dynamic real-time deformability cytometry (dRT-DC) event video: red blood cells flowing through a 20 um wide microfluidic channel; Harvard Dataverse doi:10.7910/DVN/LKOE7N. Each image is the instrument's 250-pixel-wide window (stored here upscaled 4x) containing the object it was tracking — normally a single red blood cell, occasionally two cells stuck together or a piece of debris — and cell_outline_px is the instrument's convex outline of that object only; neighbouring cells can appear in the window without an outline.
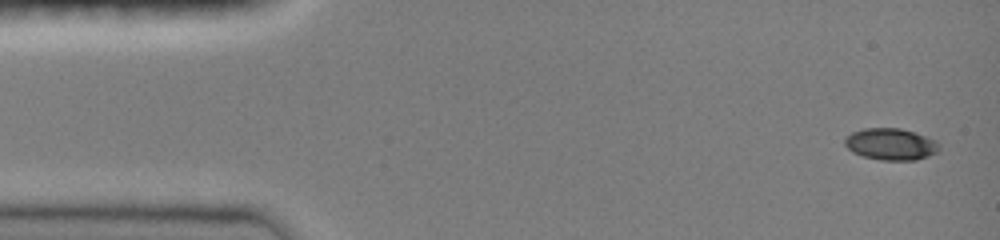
{"species": "common noctule bat (a hibernating species)", "species_latin": "Nyctalus noctula", "temperature_condition": "room temperature", "stored_images_in_passage": 19, "camera_frame_rate_fps": 3000, "um_per_image_px": 0.085, "animal": {"sex": "female", "body_mass_g": 19.0, "forearm_length_mm": 51.5}, "frame": {"image": 1, "passage_image": 1, "time_ms": 0.0, "image_size_px": [1000, 240], "cell_outline_px": [[940, 148], [936, 152], [928, 156], [916, 160], [880, 160], [864, 156], [852, 152], [844, 144], [844, 136], [852, 132], [864, 128], [900, 128], [936, 140], [940, 144]], "centroid_in_image_um": [75.69, 12.25], "position_along_channel_um": 9.3, "area_um2": 17.46}}
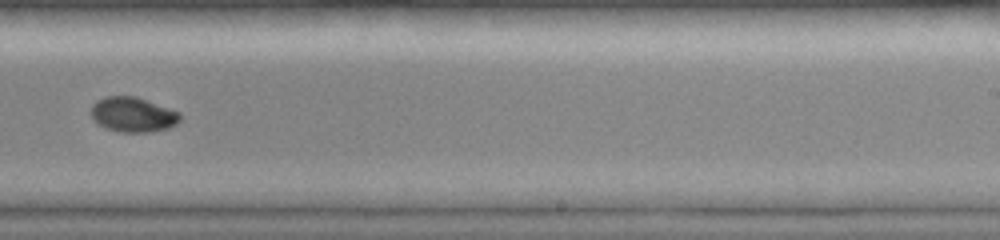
{"frame": {"image": 2, "passage_image": 10, "time_ms": 3.0, "image_size_px": [1000, 240], "cell_outline_px": [[180, 120], [176, 124], [168, 128], [144, 132], [120, 132], [104, 128], [92, 116], [92, 104], [96, 100], [104, 96], [136, 96], [180, 112]], "centroid_in_image_um": [11.3, 9.73], "position_along_channel_um": 277.7, "area_um2": 17.98}}
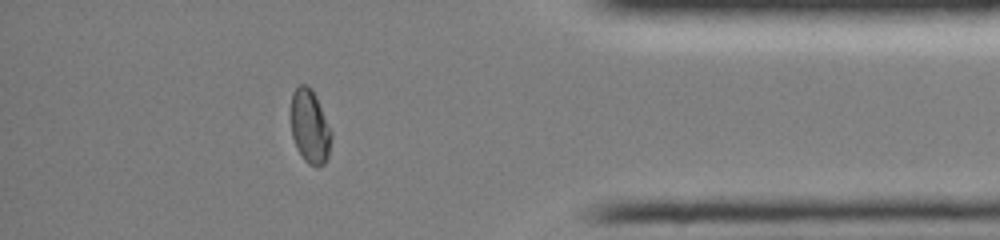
{"frame": {"image": 3, "passage_image": 16, "time_ms": 5.0, "image_size_px": [1000, 240], "cell_outline_px": [[332, 136], [328, 156], [324, 164], [316, 168], [308, 164], [304, 160], [296, 148], [292, 136], [288, 116], [292, 92], [300, 84], [304, 84], [312, 88], [316, 96], [332, 132]], "centroid_in_image_um": [26.29, 10.75], "position_along_channel_um": 408.9, "area_um2": 18.03}}